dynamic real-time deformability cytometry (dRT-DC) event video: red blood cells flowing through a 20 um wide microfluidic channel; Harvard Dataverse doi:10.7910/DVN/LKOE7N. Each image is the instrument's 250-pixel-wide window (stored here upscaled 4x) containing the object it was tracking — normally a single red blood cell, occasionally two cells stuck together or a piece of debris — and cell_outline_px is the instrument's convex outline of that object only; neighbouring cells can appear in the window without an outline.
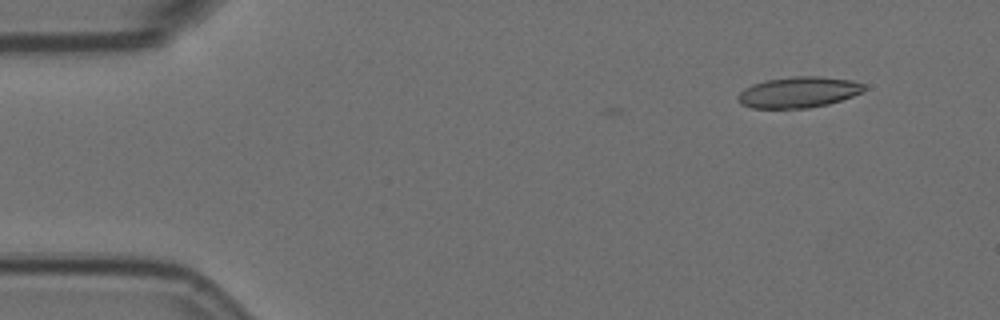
{"species": "Egyptian fruit bat (a non-hibernating species)", "species_latin": "Rousettus aegyptiacus", "temperature_condition": "room temperature", "stored_images_in_passage": 2, "camera_frame_rate_fps": 3000, "um_per_image_px": 0.085, "animal": {"sex": "female"}, "frame": {"image": 1, "passage_image": 2, "time_ms": 0.333, "image_size_px": [1000, 320], "cell_outline_px": [[864, 88], [860, 92], [852, 96], [828, 104], [808, 108], [752, 108], [740, 104], [736, 96], [744, 88], [752, 84], [764, 80], [792, 76], [816, 76], [852, 80], [864, 84]], "centroid_in_image_um": [67.81, 7.83], "position_along_channel_um": 17.2, "area_um2": 22.72}}